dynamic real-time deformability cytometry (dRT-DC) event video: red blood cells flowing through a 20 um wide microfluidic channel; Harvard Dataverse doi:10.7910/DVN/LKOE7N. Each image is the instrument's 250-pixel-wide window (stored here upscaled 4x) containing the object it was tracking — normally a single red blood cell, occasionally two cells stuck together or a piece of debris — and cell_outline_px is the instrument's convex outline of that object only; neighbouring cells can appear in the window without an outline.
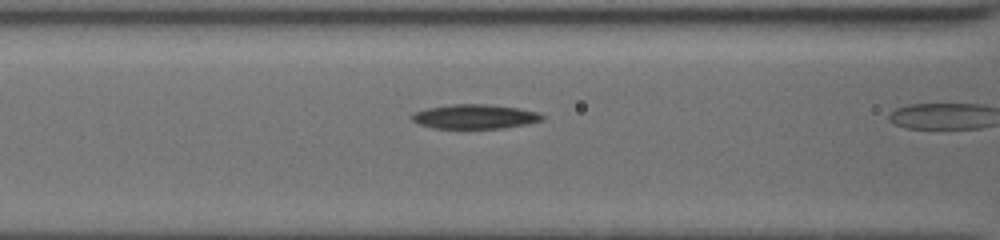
{"species": "common noctule bat (a hibernating species)", "species_latin": "Nyctalus noctula", "temperature_condition": "cold", "stored_images_in_passage": 12, "camera_frame_rate_fps": 3000, "um_per_image_px": 0.085, "animal": {"sex": "female", "body_mass_g": 19.5, "forearm_length_mm": 54.1}, "frame": {"image": 1, "passage_image": 11, "time_ms": 2.667, "image_size_px": [1000, 240], "cell_outline_px": [[544, 116], [540, 120], [524, 124], [500, 128], [432, 128], [420, 124], [412, 120], [412, 116], [416, 112], [428, 108], [456, 104], [488, 104], [516, 108], [536, 112]], "centroid_in_image_um": [40.33, 9.91], "position_along_channel_um": 126.3, "area_um2": 17.98}}